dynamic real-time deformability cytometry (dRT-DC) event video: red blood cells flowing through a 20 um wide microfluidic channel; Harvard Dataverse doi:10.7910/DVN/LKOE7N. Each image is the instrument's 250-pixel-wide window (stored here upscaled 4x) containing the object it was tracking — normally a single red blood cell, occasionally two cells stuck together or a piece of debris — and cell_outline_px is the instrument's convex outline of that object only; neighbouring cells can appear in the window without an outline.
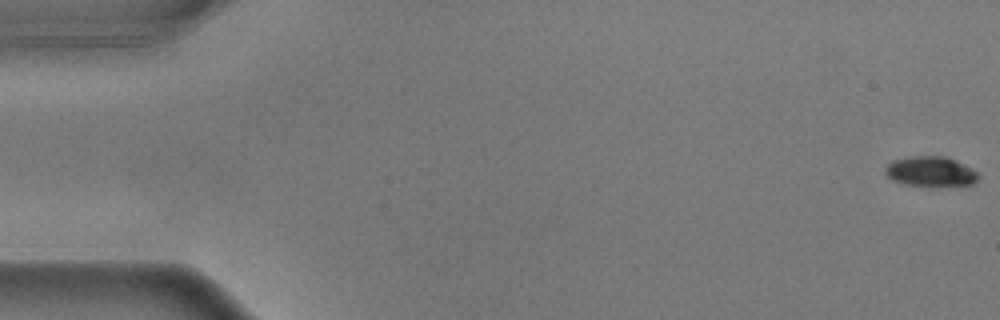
{"species": "common noctule bat (a hibernating species)", "species_latin": "Nyctalus noctula", "temperature_condition": "warm", "stored_images_in_passage": 57, "camera_frame_rate_fps": 3000, "um_per_image_px": 0.085, "animal": {"sex": "male", "body_mass_g": 17.9}, "frame": {"image": 1, "passage_image": 1, "time_ms": 0.0, "image_size_px": [1000, 320], "cell_outline_px": [[980, 176], [976, 184], [932, 188], [904, 184], [892, 180], [884, 172], [884, 168], [892, 160], [912, 156], [948, 156], [972, 168]], "centroid_in_image_um": [79.14, 14.61], "position_along_channel_um": 5.9, "area_um2": 16.99}}
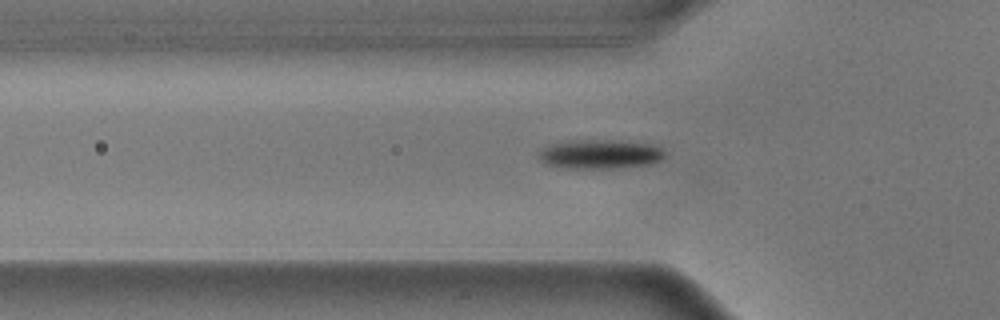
{"frame": {"image": 2, "passage_image": 19, "time_ms": 6.0, "image_size_px": [1000, 320], "cell_outline_px": [[664, 156], [660, 160], [648, 164], [608, 168], [568, 168], [548, 164], [536, 156], [540, 148], [552, 144], [568, 140], [620, 140], [652, 144], [660, 148], [664, 152]], "centroid_in_image_um": [50.96, 13.08], "position_along_channel_um": 74.8, "area_um2": 21.33}}
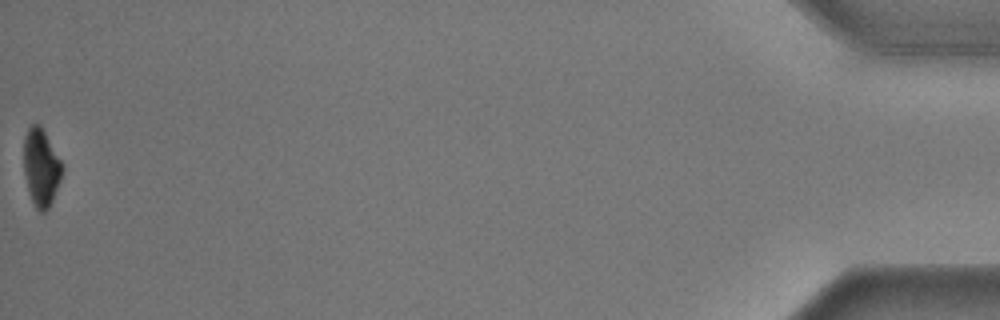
{"frame": {"image": 3, "passage_image": 57, "time_ms": 18.667, "image_size_px": [1000, 320], "cell_outline_px": [[64, 168], [60, 180], [52, 200], [48, 208], [44, 212], [40, 212], [36, 208], [28, 192], [24, 172], [24, 136], [28, 128], [32, 124], [40, 124], [64, 164]], "centroid_in_image_um": [3.5, 14.21], "position_along_channel_um": 431.7, "area_um2": 17.4}, "authors_computed_cell_mechanics": {"area_um2": 19.7098, "velocity_mm_per_s": 3.6029, "shape_relaxation_time_tau1_ms": 1.8983, "shape_relaxation_time_tau2_ms": null, "deformation_change_tau1": 0.1295, "deformation_change_tau2": null}}